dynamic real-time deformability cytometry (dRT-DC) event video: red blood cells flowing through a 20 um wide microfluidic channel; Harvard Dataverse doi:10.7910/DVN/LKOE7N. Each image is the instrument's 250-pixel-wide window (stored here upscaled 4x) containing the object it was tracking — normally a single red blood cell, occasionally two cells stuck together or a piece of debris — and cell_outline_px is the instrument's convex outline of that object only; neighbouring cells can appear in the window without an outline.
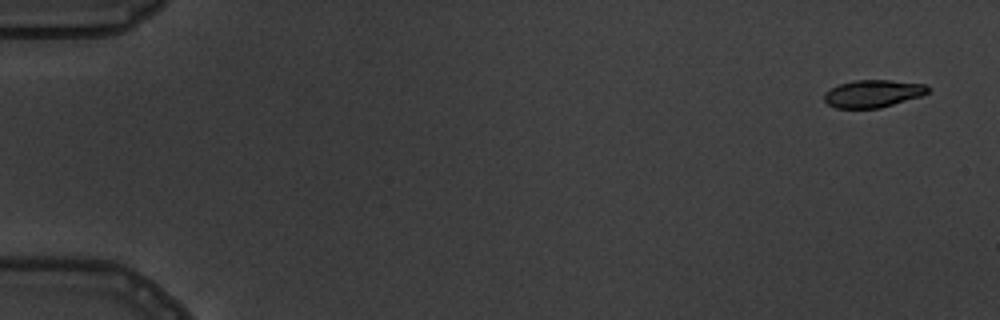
{"species": "common noctule bat (a hibernating species)", "species_latin": "Nyctalus noctula", "temperature_condition": "warm", "stored_images_in_passage": 8, "camera_frame_rate_fps": 3000, "um_per_image_px": 0.085, "animal": {"sex": "male", "body_mass_g": 19.5, "forearm_length_mm": 54.6}, "frame": {"image": 1, "passage_image": 1, "time_ms": 0.0, "image_size_px": [1000, 320], "cell_outline_px": [[932, 88], [928, 92], [920, 96], [880, 108], [836, 108], [828, 104], [824, 100], [824, 92], [840, 84], [856, 80], [888, 80], [924, 84]], "centroid_in_image_um": [74.2, 7.96], "position_along_channel_um": 10.8, "area_um2": 16.47}}
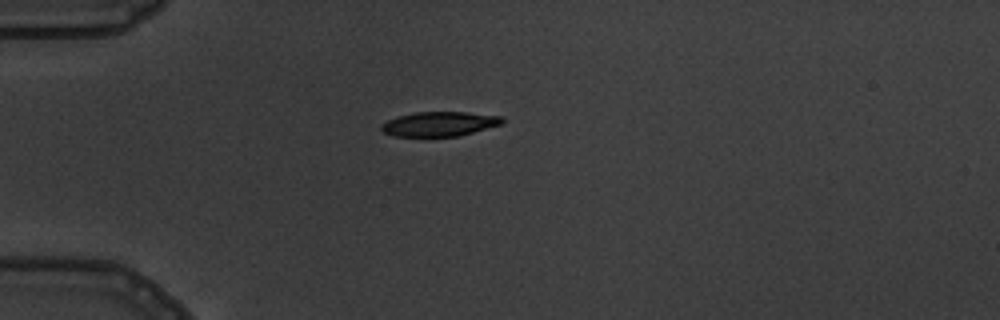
{"frame": {"image": 2, "passage_image": 4, "time_ms": 4.333, "image_size_px": [1000, 320], "cell_outline_px": [[504, 120], [500, 124], [472, 132], [456, 136], [392, 136], [384, 132], [380, 128], [380, 124], [388, 120], [400, 116], [416, 112], [468, 112], [500, 116]], "centroid_in_image_um": [37.3, 10.53], "position_along_channel_um": 47.7, "area_um2": 16.99}}